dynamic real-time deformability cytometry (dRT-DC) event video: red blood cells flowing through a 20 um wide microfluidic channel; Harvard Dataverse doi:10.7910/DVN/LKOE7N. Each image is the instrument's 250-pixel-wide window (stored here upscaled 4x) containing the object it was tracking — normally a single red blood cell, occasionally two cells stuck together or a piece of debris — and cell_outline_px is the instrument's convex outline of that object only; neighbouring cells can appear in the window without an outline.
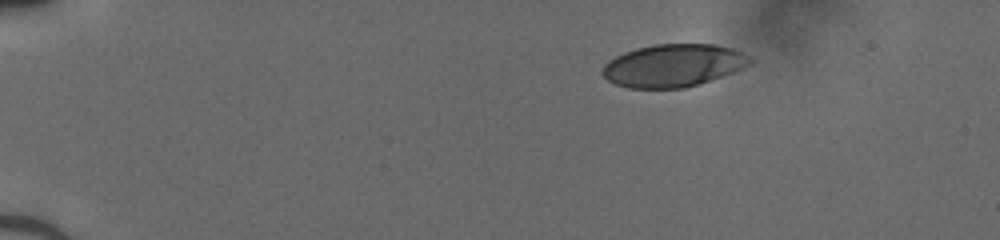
{"species": "human", "species_latin": "Homo sapiens", "temperature_condition": "cold", "stored_images_in_passage": 43, "camera_frame_rate_fps": 3000, "um_per_image_px": 0.085, "donor": {"sex": "male"}, "frame": {"image": 1, "passage_image": 1, "time_ms": 0.0, "image_size_px": [1000, 240], "cell_outline_px": [[752, 60], [748, 64], [732, 72], [700, 84], [684, 88], [628, 88], [616, 84], [608, 80], [600, 72], [604, 64], [616, 56], [624, 52], [636, 48], [656, 44], [712, 44], [728, 48], [740, 52]], "centroid_in_image_um": [57.15, 5.57], "position_along_channel_um": 27.8, "area_um2": 36.24}}
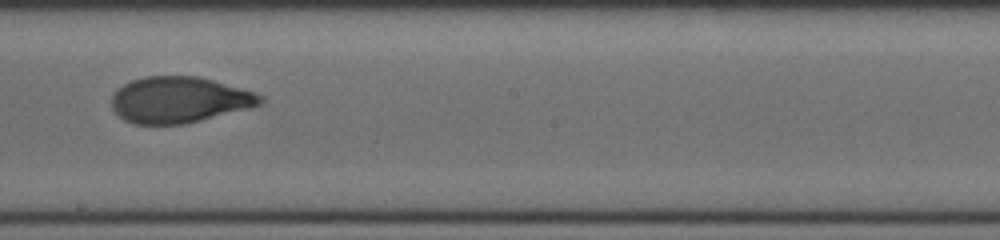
{"frame": {"image": 2, "passage_image": 23, "time_ms": 7.333, "image_size_px": [1000, 240], "cell_outline_px": [[264, 100], [260, 104], [248, 108], [184, 124], [136, 124], [124, 120], [112, 108], [112, 96], [124, 84], [132, 80], [144, 76], [196, 76], [212, 80], [256, 92], [264, 96]], "centroid_in_image_um": [15.24, 8.48], "position_along_channel_um": 233.0, "area_um2": 39.59}}
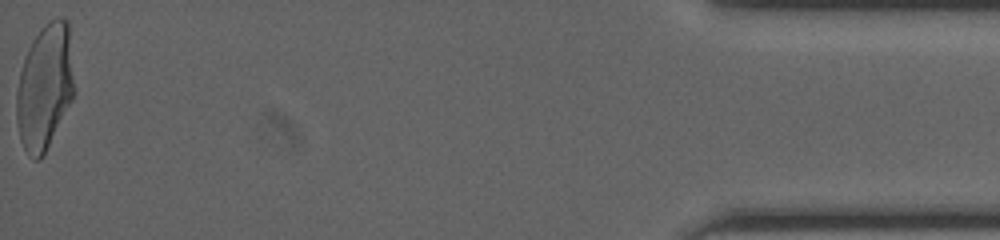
{"frame": {"image": 3, "passage_image": 43, "time_ms": 14.0, "image_size_px": [1000, 240], "cell_outline_px": [[76, 92], [72, 100], [40, 160], [32, 160], [28, 156], [20, 140], [16, 120], [16, 92], [20, 72], [28, 48], [32, 40], [40, 28], [44, 24], [56, 16], [68, 20]], "centroid_in_image_um": [3.81, 7.36], "position_along_channel_um": 431.4, "area_um2": 42.6}}